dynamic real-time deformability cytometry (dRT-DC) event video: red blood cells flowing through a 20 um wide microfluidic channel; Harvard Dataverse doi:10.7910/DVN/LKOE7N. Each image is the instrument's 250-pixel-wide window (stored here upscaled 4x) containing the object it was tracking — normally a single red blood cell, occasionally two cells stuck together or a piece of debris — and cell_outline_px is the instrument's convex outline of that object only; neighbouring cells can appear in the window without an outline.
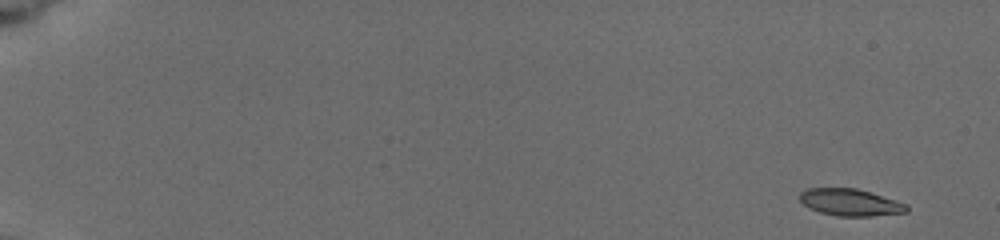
{"species": "common noctule bat (a hibernating species)", "species_latin": "Nyctalus noctula", "temperature_condition": "cold", "stored_images_in_passage": 7, "camera_frame_rate_fps": 3000, "um_per_image_px": 0.085, "animal": {"sex": "female", "body_mass_g": 19.5, "forearm_length_mm": 54.1}, "frame": {"image": 1, "passage_image": 1, "time_ms": 0.0, "image_size_px": [1000, 240], "cell_outline_px": [[908, 212], [872, 216], [836, 216], [820, 212], [808, 208], [800, 200], [800, 192], [808, 188], [856, 188], [908, 204]], "centroid_in_image_um": [72.27, 17.21], "position_along_channel_um": 12.7, "area_um2": 16.76}}
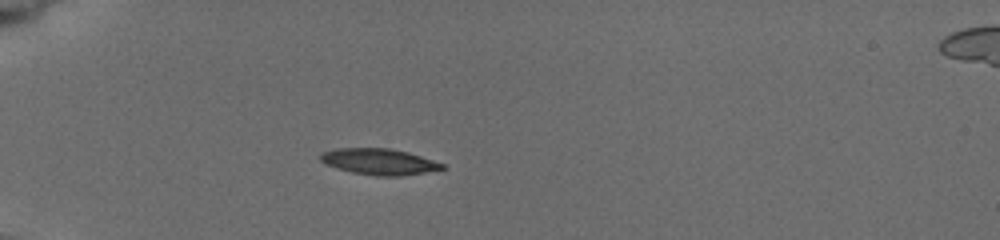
{"frame": {"image": 2, "passage_image": 5, "time_ms": 5.0, "image_size_px": [1000, 240], "cell_outline_px": [[444, 168], [424, 172], [400, 176], [376, 176], [352, 172], [336, 168], [324, 164], [320, 160], [320, 156], [324, 152], [336, 148], [388, 148], [408, 152], [444, 164]], "centroid_in_image_um": [32.18, 13.74], "position_along_channel_um": 52.8, "area_um2": 18.32}}
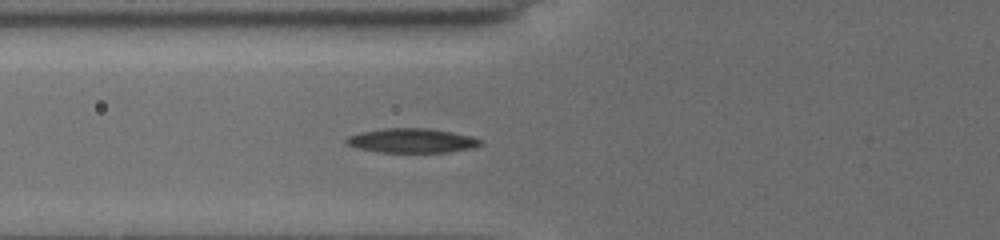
{"frame": {"image": 3, "passage_image": 7, "time_ms": 6.667, "image_size_px": [1000, 240], "cell_outline_px": [[484, 144], [472, 148], [448, 152], [380, 152], [356, 148], [348, 144], [344, 140], [348, 136], [360, 132], [384, 128], [428, 128], [452, 132], [472, 136], [484, 140]], "centroid_in_image_um": [35.04, 11.95], "position_along_channel_um": 90.8, "area_um2": 19.19}}